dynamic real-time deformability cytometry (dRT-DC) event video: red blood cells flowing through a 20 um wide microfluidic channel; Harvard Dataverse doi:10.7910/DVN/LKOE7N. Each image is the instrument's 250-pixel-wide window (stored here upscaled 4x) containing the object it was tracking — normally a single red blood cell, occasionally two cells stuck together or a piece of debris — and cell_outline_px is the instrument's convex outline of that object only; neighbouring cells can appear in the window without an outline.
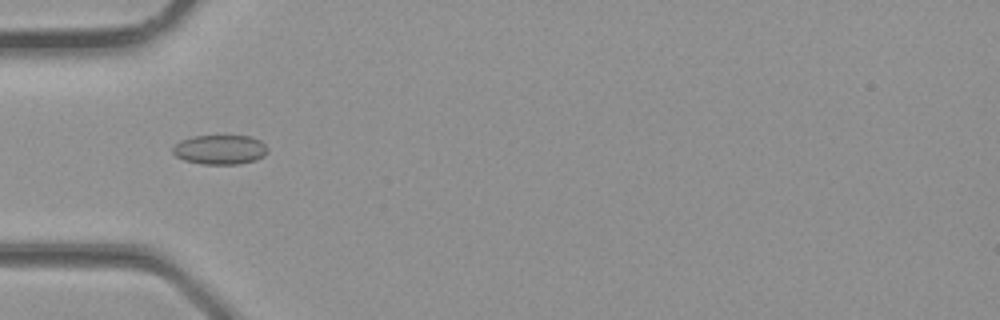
{"species": "common noctule bat (a hibernating species)", "species_latin": "Nyctalus noctula", "temperature_condition": "room temperature", "stored_images_in_passage": 27, "camera_frame_rate_fps": 3000, "um_per_image_px": 0.085, "animal": {"sex": "male", "body_mass_g": 23.1, "forearm_length_mm": 52.7}, "frame": {"image": 1, "passage_image": 4, "time_ms": 1.0, "image_size_px": [1000, 320], "cell_outline_px": [[268, 152], [264, 156], [256, 160], [236, 164], [204, 164], [184, 160], [176, 156], [172, 152], [172, 148], [180, 140], [192, 136], [252, 136], [260, 140], [268, 148]], "centroid_in_image_um": [18.71, 12.71], "position_along_channel_um": 66.3, "area_um2": 16.36}}
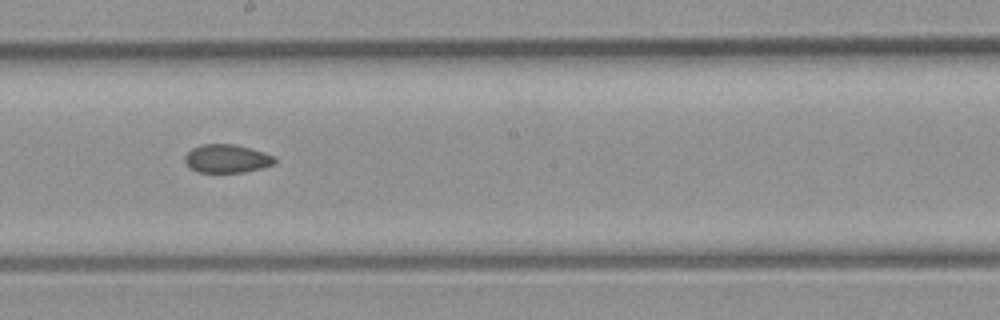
{"frame": {"image": 2, "passage_image": 12, "time_ms": 3.667, "image_size_px": [1000, 320], "cell_outline_px": [[276, 164], [244, 172], [196, 172], [184, 160], [184, 156], [192, 148], [200, 144], [236, 144], [264, 152], [276, 156]], "centroid_in_image_um": [19.31, 13.47], "position_along_channel_um": 228.9, "area_um2": 14.91}}
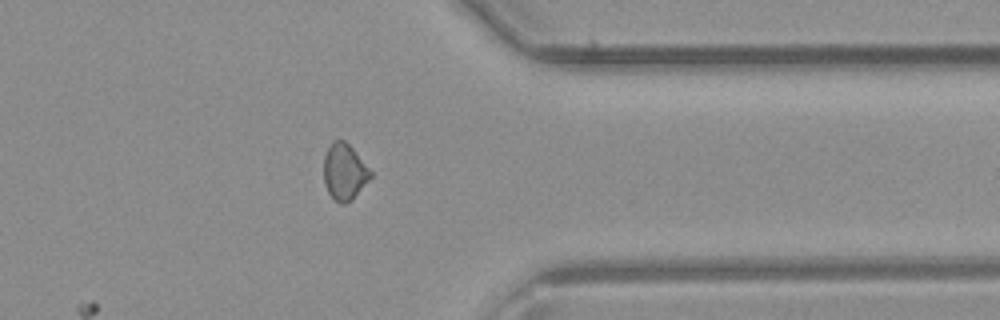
{"frame": {"image": 3, "passage_image": 20, "time_ms": 6.333, "image_size_px": [1000, 320], "cell_outline_px": [[372, 176], [352, 200], [344, 204], [340, 204], [328, 192], [324, 184], [324, 156], [332, 140], [344, 140], [352, 148], [372, 172]], "centroid_in_image_um": [29.26, 14.61], "position_along_channel_um": 382.1, "area_um2": 15.2}}